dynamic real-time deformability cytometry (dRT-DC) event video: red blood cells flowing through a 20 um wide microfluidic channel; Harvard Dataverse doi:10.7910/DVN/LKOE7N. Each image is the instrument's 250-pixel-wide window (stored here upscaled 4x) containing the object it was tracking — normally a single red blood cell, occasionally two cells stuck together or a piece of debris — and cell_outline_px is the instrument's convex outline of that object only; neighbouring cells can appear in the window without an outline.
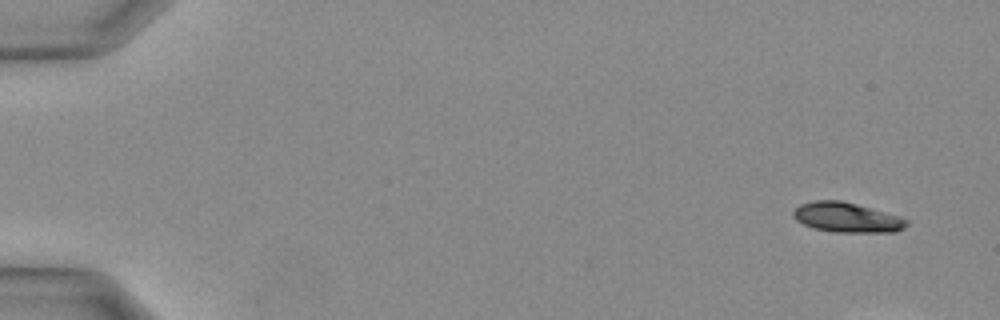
{"species": "Egyptian fruit bat (a non-hibernating species)", "species_latin": "Rousettus aegyptiacus", "temperature_condition": "warm", "stored_images_in_passage": 13, "camera_frame_rate_fps": 3000, "um_per_image_px": 0.085, "animal": {"sex": "female"}, "frame": {"image": 1, "passage_image": 2, "time_ms": 0.333, "image_size_px": [1000, 320], "cell_outline_px": [[908, 224], [904, 228], [896, 232], [836, 232], [812, 228], [796, 220], [792, 216], [792, 212], [800, 204], [816, 200], [840, 200], [856, 204], [896, 216], [908, 220]], "centroid_in_image_um": [71.94, 18.49], "position_along_channel_um": 13.1, "area_um2": 19.48}}
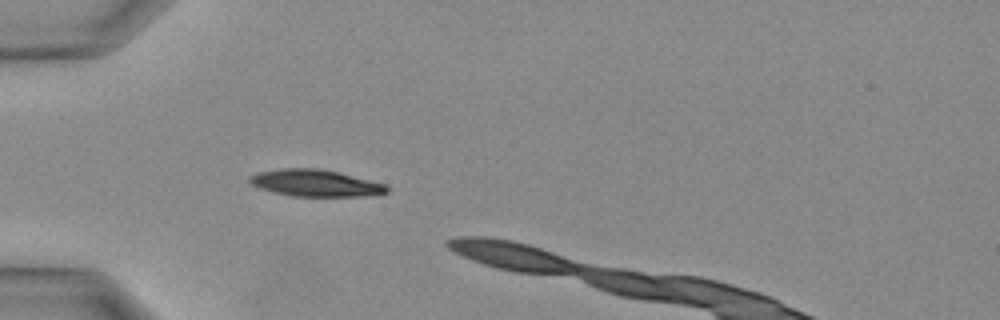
{"frame": {"image": 2, "passage_image": 11, "time_ms": 3.333, "image_size_px": [1000, 320], "cell_outline_px": [[392, 188], [388, 192], [364, 196], [292, 196], [260, 188], [252, 184], [248, 180], [252, 176], [260, 172], [280, 168], [316, 168], [336, 172], [388, 184]], "centroid_in_image_um": [26.88, 15.56], "position_along_channel_um": 58.1, "area_um2": 21.21}}